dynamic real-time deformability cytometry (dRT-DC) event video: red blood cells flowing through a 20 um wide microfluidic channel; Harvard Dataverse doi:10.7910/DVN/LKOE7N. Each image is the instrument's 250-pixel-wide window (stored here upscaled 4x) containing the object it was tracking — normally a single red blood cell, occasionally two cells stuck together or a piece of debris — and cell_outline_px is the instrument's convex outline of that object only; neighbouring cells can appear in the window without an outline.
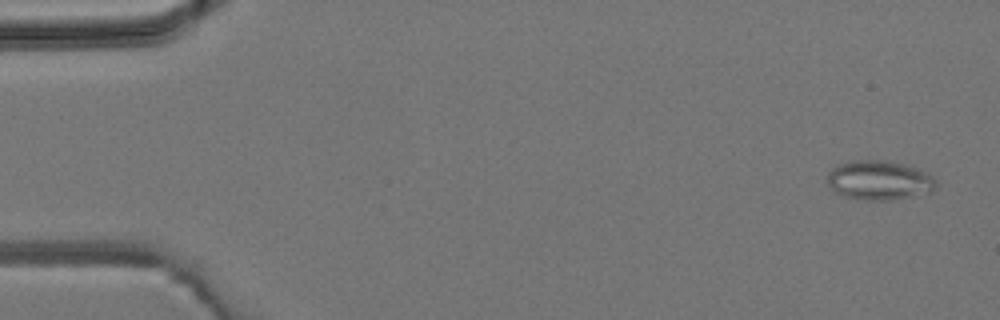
{"species": "common noctule bat (a hibernating species)", "species_latin": "Nyctalus noctula", "temperature_condition": "room temperature", "stored_images_in_passage": 4, "camera_frame_rate_fps": 3000, "um_per_image_px": 0.085, "animal": {"sex": "male", "body_mass_g": 19.2, "forearm_length_mm": 51.8}, "frame": {"image": 1, "passage_image": 1, "time_ms": 0.0, "image_size_px": [1000, 320], "cell_outline_px": [[936, 188], [932, 192], [892, 200], [864, 200], [844, 196], [836, 192], [828, 184], [828, 172], [836, 164], [852, 160], [888, 160], [920, 168], [932, 176], [936, 180]], "centroid_in_image_um": [74.75, 15.31], "position_along_channel_um": 10.2, "area_um2": 25.26}}